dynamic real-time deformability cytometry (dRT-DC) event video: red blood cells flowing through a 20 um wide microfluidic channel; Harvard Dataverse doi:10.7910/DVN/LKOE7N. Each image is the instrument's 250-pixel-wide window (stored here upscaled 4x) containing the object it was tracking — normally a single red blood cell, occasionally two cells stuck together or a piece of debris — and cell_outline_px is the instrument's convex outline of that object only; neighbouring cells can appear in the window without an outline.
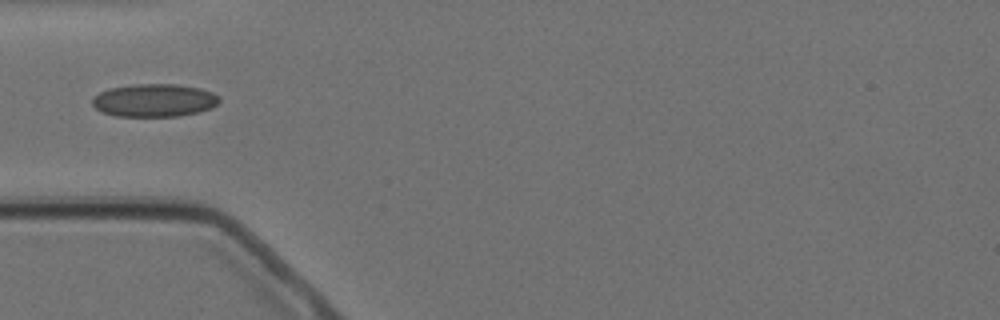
{"species": "Egyptian fruit bat (a non-hibernating species)", "species_latin": "Rousettus aegyptiacus", "temperature_condition": "cold", "stored_images_in_passage": 15, "camera_frame_rate_fps": 3000, "um_per_image_px": 0.085, "animal": {"sex": "female"}, "frame": {"image": 1, "passage_image": 5, "time_ms": 5.333, "image_size_px": [1000, 320], "cell_outline_px": [[220, 100], [212, 108], [200, 112], [180, 116], [116, 116], [100, 112], [92, 104], [92, 100], [100, 92], [112, 88], [136, 84], [176, 84], [200, 88], [212, 92], [220, 96]], "centroid_in_image_um": [13.15, 8.54], "position_along_channel_um": 71.9, "area_um2": 24.39}}
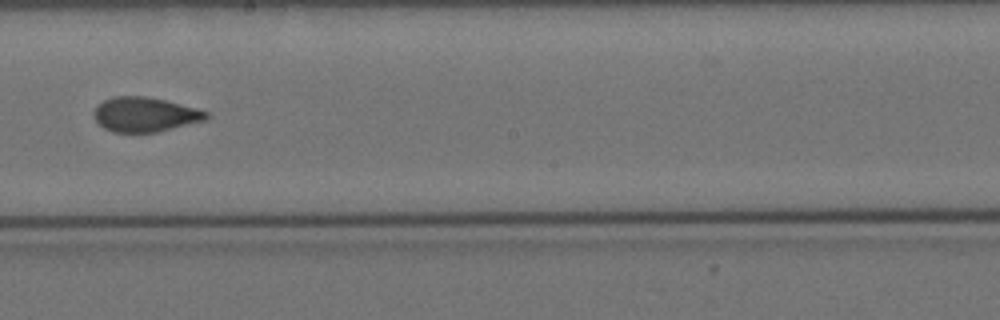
{"frame": {"image": 2, "passage_image": 9, "time_ms": 10.0, "image_size_px": [1000, 320], "cell_outline_px": [[208, 120], [156, 132], [112, 132], [104, 128], [92, 116], [92, 112], [96, 104], [104, 100], [116, 96], [144, 96], [164, 100], [196, 108], [208, 112]], "centroid_in_image_um": [12.29, 9.73], "position_along_channel_um": 235.9, "area_um2": 22.72}}
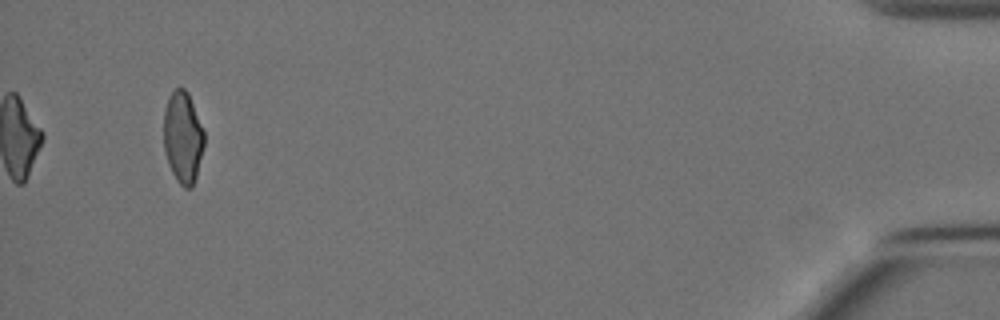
{"frame": {"image": 3, "passage_image": 15, "time_ms": 17.667, "image_size_px": [1000, 320], "cell_outline_px": [[204, 144], [196, 176], [192, 188], [184, 188], [176, 180], [168, 164], [164, 152], [164, 112], [168, 96], [172, 88], [184, 88], [188, 92], [204, 132]], "centroid_in_image_um": [15.52, 11.66], "position_along_channel_um": 419.7, "area_um2": 21.68}, "authors_computed_cell_mechanics": {"area_um2": 22.831, "velocity_mm_per_s": 3.5042, "shape_relaxation_time_tau1_ms": null, "shape_relaxation_time_tau2_ms": 1.1655, "deformation_change_tau1": null, "deformation_change_tau2": 0.0713}}